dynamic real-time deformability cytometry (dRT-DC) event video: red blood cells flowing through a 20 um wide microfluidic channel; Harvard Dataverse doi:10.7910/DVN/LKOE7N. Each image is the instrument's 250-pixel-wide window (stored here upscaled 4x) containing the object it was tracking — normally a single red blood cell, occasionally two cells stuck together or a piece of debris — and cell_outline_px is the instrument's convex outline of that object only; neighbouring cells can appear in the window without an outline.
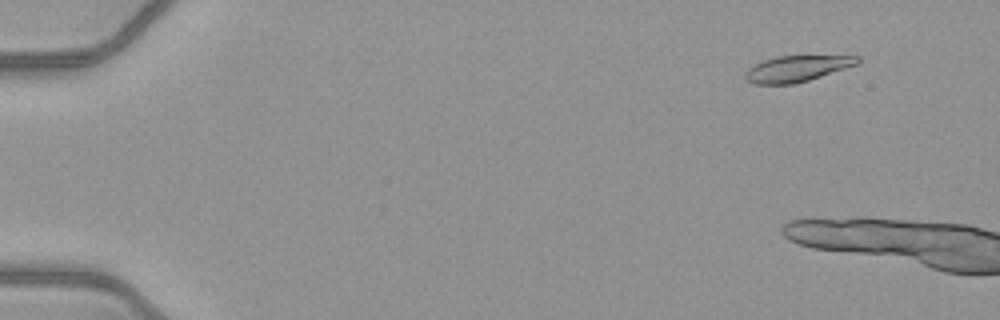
{"species": "common noctule bat (a hibernating species)", "species_latin": "Nyctalus noctula", "temperature_condition": "warm", "stored_images_in_passage": 9, "camera_frame_rate_fps": 3000, "um_per_image_px": 0.085, "animal": {"sex": "female", "body_mass_g": 21.9}, "frame": {"image": 1, "passage_image": 6, "time_ms": 1.667, "image_size_px": [1000, 320], "cell_outline_px": [[860, 64], [808, 80], [792, 84], [752, 84], [744, 76], [744, 72], [748, 68], [764, 60], [776, 56], [860, 56]], "centroid_in_image_um": [67.74, 5.83], "position_along_channel_um": 17.3, "area_um2": 16.99}}